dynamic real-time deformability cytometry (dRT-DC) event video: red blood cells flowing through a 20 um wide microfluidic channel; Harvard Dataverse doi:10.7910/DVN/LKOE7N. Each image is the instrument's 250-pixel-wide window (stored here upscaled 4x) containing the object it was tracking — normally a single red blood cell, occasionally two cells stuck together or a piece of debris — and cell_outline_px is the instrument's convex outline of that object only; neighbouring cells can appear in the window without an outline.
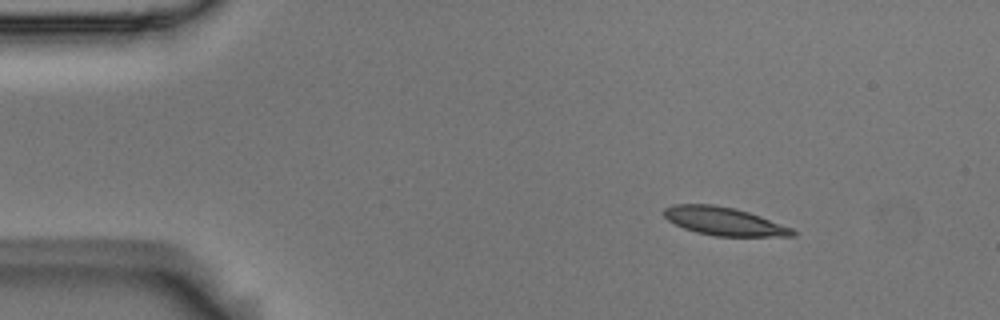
{"species": "Egyptian fruit bat (a non-hibernating species)", "species_latin": "Rousettus aegyptiacus", "temperature_condition": "room temperature", "stored_images_in_passage": 9, "camera_frame_rate_fps": 3000, "um_per_image_px": 0.085, "animal": {"sex": "male"}, "frame": {"image": 1, "passage_image": 2, "time_ms": 0.333, "image_size_px": [1000, 320], "cell_outline_px": [[796, 236], [716, 236], [696, 232], [684, 228], [668, 220], [664, 216], [664, 208], [672, 204], [712, 204], [736, 208], [760, 216], [792, 228], [796, 232]], "centroid_in_image_um": [61.53, 18.8], "position_along_channel_um": 23.5, "area_um2": 21.04}}
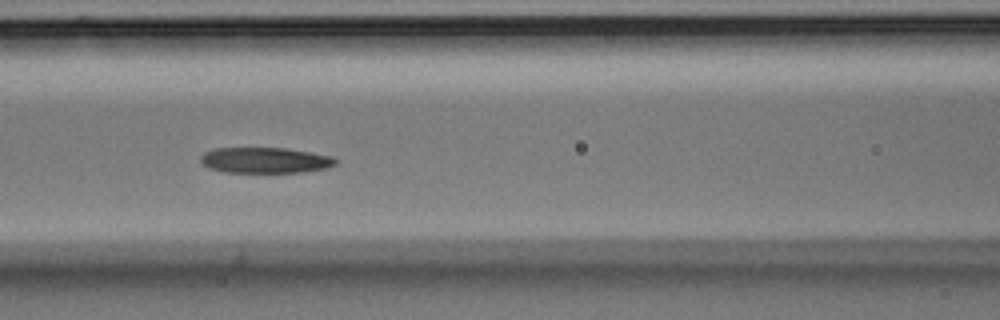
{"frame": {"image": 2, "passage_image": 6, "time_ms": 1.667, "image_size_px": [1000, 320], "cell_outline_px": [[336, 164], [328, 168], [300, 172], [224, 172], [208, 168], [200, 160], [200, 156], [204, 152], [216, 148], [284, 148], [332, 156], [336, 160]], "centroid_in_image_um": [22.51, 13.62], "position_along_channel_um": 144.1, "area_um2": 20.11}}
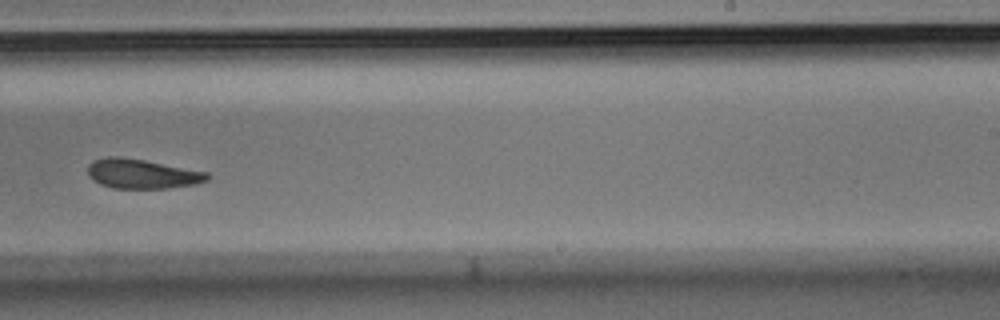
{"frame": {"image": 3, "passage_image": 9, "time_ms": 2.667, "image_size_px": [1000, 320], "cell_outline_px": [[212, 176], [208, 180], [196, 184], [168, 188], [112, 188], [100, 184], [92, 180], [88, 176], [88, 164], [92, 160], [108, 156], [116, 156], [144, 160], [208, 172]], "centroid_in_image_um": [12.06, 14.77], "position_along_channel_um": 276.9, "area_um2": 20.69}}